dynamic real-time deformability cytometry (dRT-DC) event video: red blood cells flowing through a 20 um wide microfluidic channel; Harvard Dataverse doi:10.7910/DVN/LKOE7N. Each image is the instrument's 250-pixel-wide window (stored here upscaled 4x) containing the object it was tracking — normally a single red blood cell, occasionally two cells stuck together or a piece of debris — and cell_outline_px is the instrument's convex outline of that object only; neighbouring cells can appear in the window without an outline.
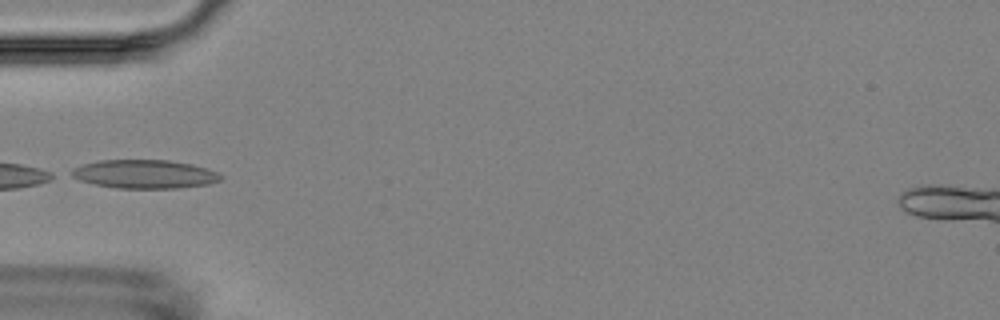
{"species": "Egyptian fruit bat (a non-hibernating species)", "species_latin": "Rousettus aegyptiacus", "temperature_condition": "room temperature", "stored_images_in_passage": 5, "camera_frame_rate_fps": 3000, "um_per_image_px": 0.085, "animal": {"sex": "female"}, "frame": {"image": 1, "passage_image": 4, "time_ms": 3.667, "image_size_px": [1000, 320], "cell_outline_px": [[224, 176], [220, 180], [208, 184], [180, 188], [116, 188], [96, 184], [80, 180], [64, 172], [72, 168], [84, 164], [100, 160], [168, 160], [192, 164], [216, 172]], "centroid_in_image_um": [12.24, 14.8], "position_along_channel_um": 72.8, "area_um2": 24.91}}
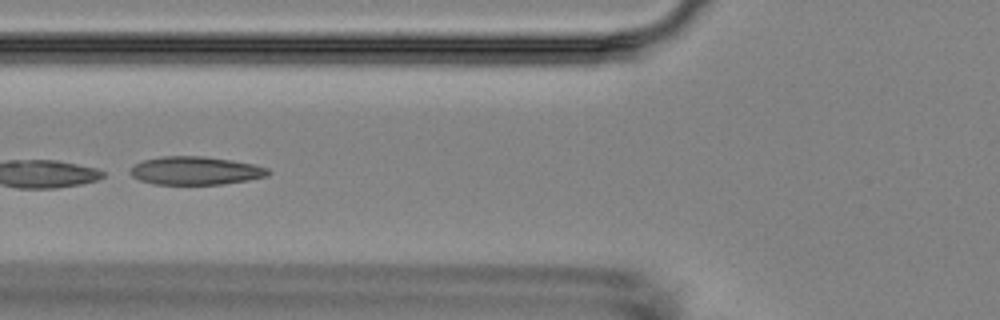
{"frame": {"image": 2, "passage_image": 5, "time_ms": 4.667, "image_size_px": [1000, 320], "cell_outline_px": [[272, 172], [268, 176], [248, 180], [224, 184], [156, 184], [140, 180], [132, 176], [128, 172], [132, 164], [144, 160], [160, 156], [204, 156], [252, 164], [268, 168]], "centroid_in_image_um": [16.59, 14.5], "position_along_channel_um": 109.2, "area_um2": 22.72}}